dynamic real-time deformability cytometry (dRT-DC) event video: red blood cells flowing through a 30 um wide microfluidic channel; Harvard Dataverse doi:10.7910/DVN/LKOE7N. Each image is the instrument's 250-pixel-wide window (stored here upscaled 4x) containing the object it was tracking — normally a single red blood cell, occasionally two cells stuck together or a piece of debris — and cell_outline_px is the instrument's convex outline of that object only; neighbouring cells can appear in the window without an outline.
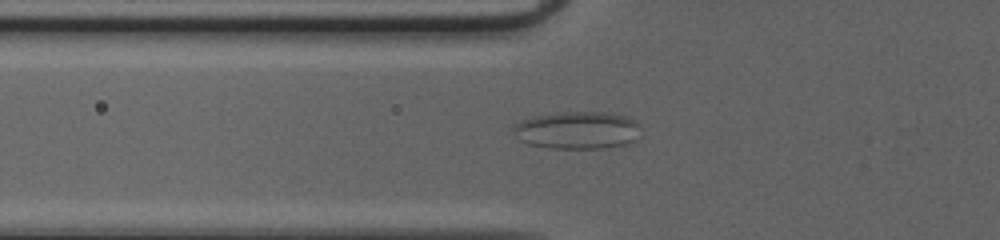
{"species": "common noctule bat (a hibernating species)", "species_latin": "Nyctalus noctula", "temperature_condition": "cold", "stored_images_in_passage": 34, "camera_frame_rate_fps": 3000, "um_per_image_px": 0.085, "animal": {"sex": "female", "body_mass_g": 20.0, "forearm_length_mm": 54.0}, "frame": {"image": 1, "passage_image": 2, "time_ms": 0.333, "image_size_px": [1000, 240], "cell_outline_px": [[640, 136], [636, 140], [628, 144], [600, 148], [548, 148], [528, 144], [520, 140], [516, 136], [512, 128], [520, 120], [532, 116], [556, 112], [608, 112], [628, 116], [636, 120], [640, 124]], "centroid_in_image_um": [49.11, 11.05], "position_along_channel_um": 76.7, "area_um2": 28.38}}
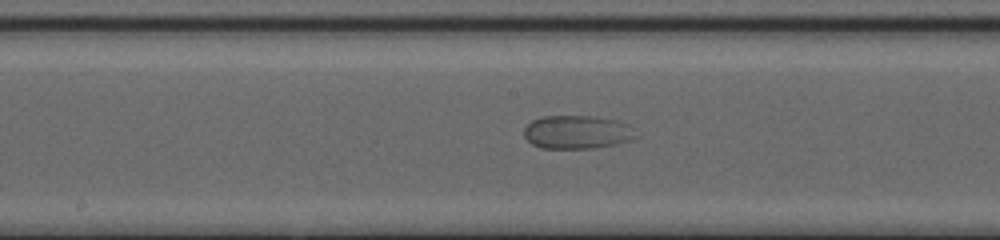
{"frame": {"image": 2, "passage_image": 11, "time_ms": 3.333, "image_size_px": [1000, 240], "cell_outline_px": [[640, 136], [632, 140], [616, 144], [592, 148], [540, 148], [532, 144], [524, 136], [524, 128], [532, 120], [544, 116], [596, 116], [616, 120], [628, 124]], "centroid_in_image_um": [49.09, 11.23], "position_along_channel_um": 199.1, "area_um2": 21.96}}
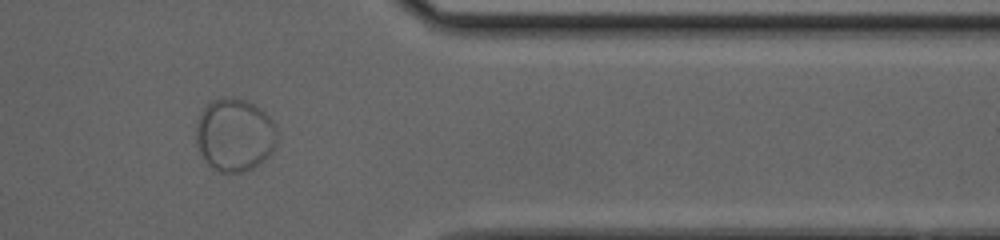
{"frame": {"image": 3, "passage_image": 26, "time_ms": 8.333, "image_size_px": [1000, 240], "cell_outline_px": [[276, 144], [272, 152], [264, 160], [252, 168], [244, 172], [216, 172], [204, 160], [196, 144], [196, 124], [204, 108], [212, 100], [220, 96], [224, 96], [244, 100], [260, 108], [272, 120], [276, 128]], "centroid_in_image_um": [19.93, 11.48], "position_along_channel_um": 391.5, "area_um2": 34.51}}